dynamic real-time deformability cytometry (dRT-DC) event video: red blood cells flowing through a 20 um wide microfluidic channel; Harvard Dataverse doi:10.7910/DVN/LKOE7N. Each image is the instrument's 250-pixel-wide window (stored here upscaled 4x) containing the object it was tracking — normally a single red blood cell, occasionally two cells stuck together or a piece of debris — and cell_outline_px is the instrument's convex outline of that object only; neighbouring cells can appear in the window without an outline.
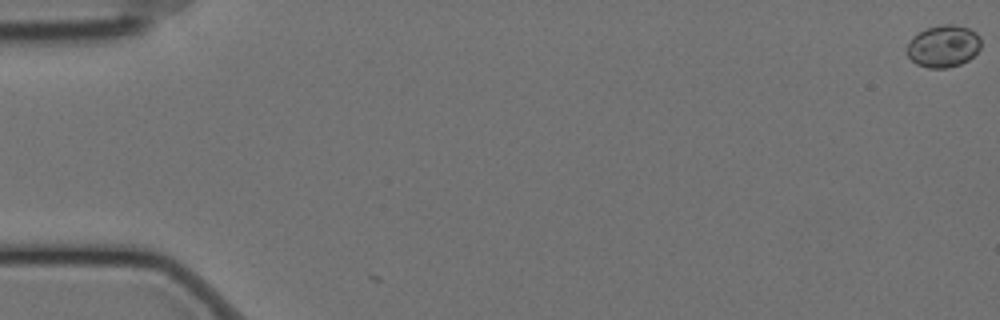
{"species": "Egyptian fruit bat (a non-hibernating species)", "species_latin": "Rousettus aegyptiacus", "temperature_condition": "cold", "stored_images_in_passage": 2, "camera_frame_rate_fps": 3000, "um_per_image_px": 0.085, "animal": {"sex": "female"}, "frame": {"image": 1, "passage_image": 2, "time_ms": 0.333, "image_size_px": [1000, 320], "cell_outline_px": [[980, 48], [968, 60], [960, 64], [948, 68], [928, 68], [916, 64], [908, 56], [908, 40], [912, 36], [928, 28], [944, 24], [952, 24], [968, 28], [976, 32], [980, 36]], "centroid_in_image_um": [80.18, 3.93], "position_along_channel_um": 4.8, "area_um2": 18.09}}